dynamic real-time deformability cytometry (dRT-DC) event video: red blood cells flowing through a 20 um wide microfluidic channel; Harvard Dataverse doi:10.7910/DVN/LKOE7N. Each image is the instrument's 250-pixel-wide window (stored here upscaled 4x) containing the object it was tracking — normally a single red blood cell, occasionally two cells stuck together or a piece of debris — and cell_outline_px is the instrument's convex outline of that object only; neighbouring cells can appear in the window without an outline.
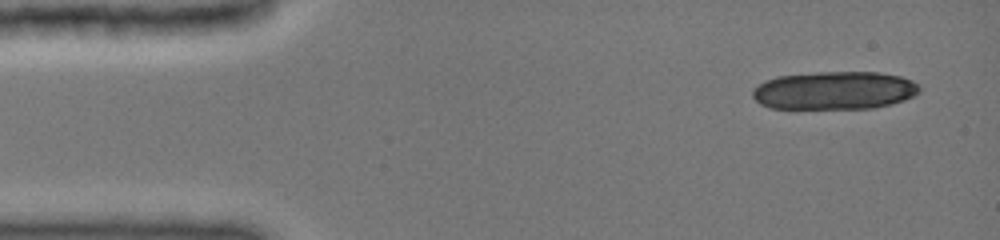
{"species": "common noctule bat (a hibernating species)", "species_latin": "Nyctalus noctula", "temperature_condition": "cold", "stored_images_in_passage": 6, "camera_frame_rate_fps": 3000, "um_per_image_px": 0.085, "animal": {"sex": "female", "body_mass_g": 19.0, "forearm_length_mm": 51.5}, "frame": {"image": 1, "passage_image": 1, "time_ms": 0.0, "image_size_px": [1000, 240], "cell_outline_px": [[920, 92], [904, 100], [892, 104], [872, 108], [772, 108], [760, 104], [752, 96], [752, 92], [760, 84], [768, 80], [780, 76], [820, 72], [880, 72], [900, 76], [912, 80], [920, 88]], "centroid_in_image_um": [70.97, 7.69], "position_along_channel_um": 14.0, "area_um2": 36.76}}